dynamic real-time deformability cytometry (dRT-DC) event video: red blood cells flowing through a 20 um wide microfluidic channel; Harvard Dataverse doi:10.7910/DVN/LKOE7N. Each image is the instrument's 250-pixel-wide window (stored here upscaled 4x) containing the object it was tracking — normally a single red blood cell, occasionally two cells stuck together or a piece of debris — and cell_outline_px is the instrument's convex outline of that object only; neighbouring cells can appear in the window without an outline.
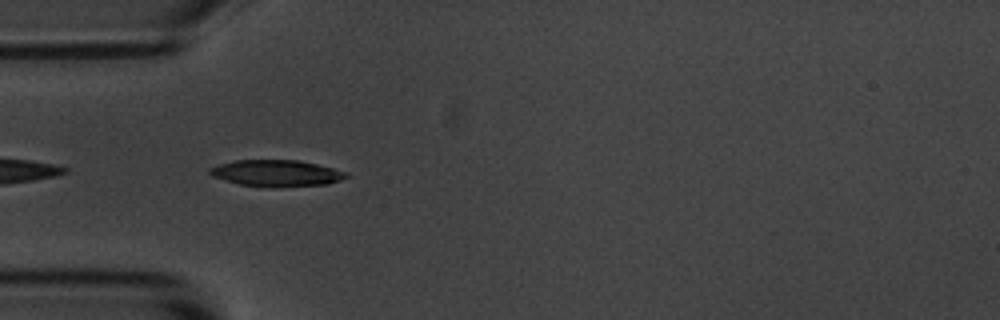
{"species": "common noctule bat (a hibernating species)", "species_latin": "Nyctalus noctula", "temperature_condition": "room temperature", "stored_images_in_passage": 6, "camera_frame_rate_fps": 3000, "um_per_image_px": 0.085, "animal": {"sex": "male", "body_mass_g": 20.1, "forearm_length_mm": 53.5}, "frame": {"image": 1, "passage_image": 2, "time_ms": 0.333, "image_size_px": [1000, 320], "cell_outline_px": [[348, 176], [340, 180], [328, 184], [272, 188], [268, 188], [240, 184], [212, 176], [208, 172], [208, 168], [220, 164], [236, 160], [300, 160], [348, 172]], "centroid_in_image_um": [23.5, 14.73], "position_along_channel_um": 61.5, "area_um2": 21.15}}